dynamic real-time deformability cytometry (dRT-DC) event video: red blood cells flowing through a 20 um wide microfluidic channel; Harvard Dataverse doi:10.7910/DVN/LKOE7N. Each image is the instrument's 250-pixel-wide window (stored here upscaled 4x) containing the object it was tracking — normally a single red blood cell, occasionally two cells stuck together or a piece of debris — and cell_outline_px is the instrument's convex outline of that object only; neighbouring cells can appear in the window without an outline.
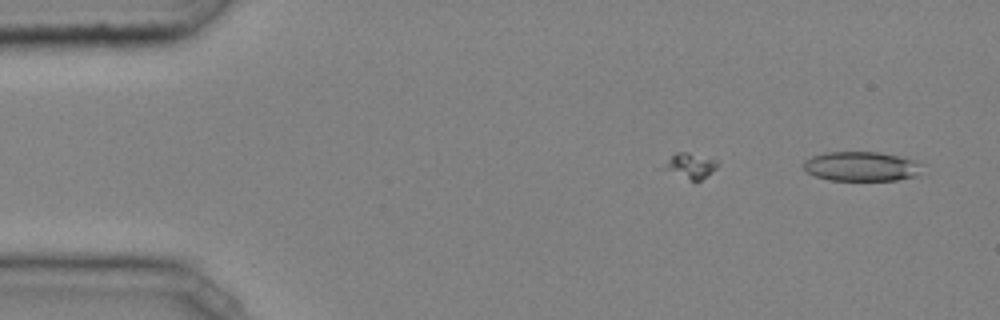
{"species": "common noctule bat (a hibernating species)", "species_latin": "Nyctalus noctula", "temperature_condition": "cold", "stored_images_in_passage": 7, "camera_frame_rate_fps": 3000, "um_per_image_px": 0.085, "animal": {"sex": "male", "body_mass_g": 20.4}, "frame": {"image": 1, "passage_image": 7, "time_ms": 2.0, "image_size_px": [1000, 320], "cell_outline_px": [[924, 164], [916, 176], [896, 180], [828, 180], [816, 176], [808, 172], [804, 168], [804, 160], [812, 156], [824, 152], [880, 152], [904, 156], [916, 160]], "centroid_in_image_um": [73.26, 14.13], "position_along_channel_um": 11.7, "area_um2": 20.63}}